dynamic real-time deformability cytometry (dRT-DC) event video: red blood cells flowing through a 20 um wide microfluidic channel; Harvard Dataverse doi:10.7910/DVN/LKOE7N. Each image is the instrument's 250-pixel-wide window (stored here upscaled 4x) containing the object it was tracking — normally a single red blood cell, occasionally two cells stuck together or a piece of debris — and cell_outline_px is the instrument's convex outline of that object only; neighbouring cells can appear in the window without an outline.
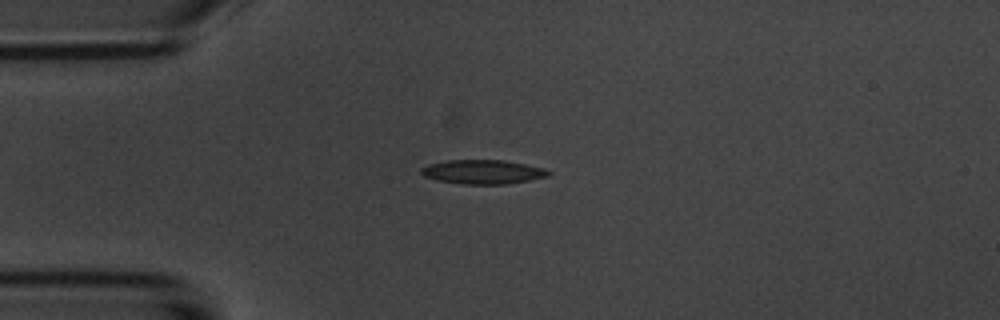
{"species": "common noctule bat (a hibernating species)", "species_latin": "Nyctalus noctula", "temperature_condition": "room temperature", "stored_images_in_passage": 3, "camera_frame_rate_fps": 3000, "um_per_image_px": 0.085, "animal": {"sex": "male", "body_mass_g": 20.1, "forearm_length_mm": 53.5}, "frame": {"image": 1, "passage_image": 3, "time_ms": 2.333, "image_size_px": [1000, 320], "cell_outline_px": [[552, 176], [504, 184], [460, 184], [436, 180], [424, 176], [420, 172], [420, 168], [428, 164], [448, 160], [504, 160], [544, 168], [552, 172]], "centroid_in_image_um": [41.04, 14.61], "position_along_channel_um": 44.0, "area_um2": 17.98}}